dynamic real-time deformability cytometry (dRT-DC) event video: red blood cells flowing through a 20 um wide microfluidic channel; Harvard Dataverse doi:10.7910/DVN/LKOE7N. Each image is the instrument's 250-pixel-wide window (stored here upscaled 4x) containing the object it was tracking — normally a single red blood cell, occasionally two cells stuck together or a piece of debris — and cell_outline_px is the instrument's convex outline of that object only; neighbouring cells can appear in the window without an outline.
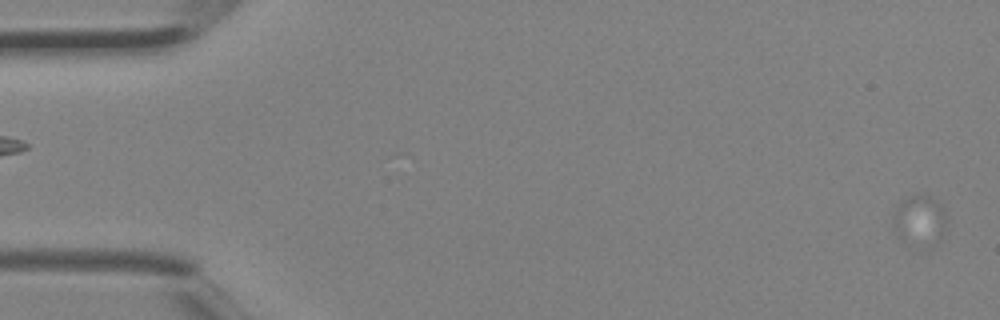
{"species": "Egyptian fruit bat (a non-hibernating species)", "species_latin": "Rousettus aegyptiacus", "temperature_condition": "room temperature", "stored_images_in_passage": 2, "camera_frame_rate_fps": 3000, "um_per_image_px": 0.085, "animal": {"sex": "female"}, "frame": {"image": 1, "passage_image": 2, "time_ms": 0.333, "image_size_px": [1000, 320], "cell_outline_px": [[948, 220], [940, 240], [900, 236], [896, 232], [892, 224], [892, 216], [900, 200], [912, 196], [928, 196], [944, 208], [948, 216]], "centroid_in_image_um": [78.18, 18.55], "position_along_channel_um": 6.8, "area_um2": 14.1}}